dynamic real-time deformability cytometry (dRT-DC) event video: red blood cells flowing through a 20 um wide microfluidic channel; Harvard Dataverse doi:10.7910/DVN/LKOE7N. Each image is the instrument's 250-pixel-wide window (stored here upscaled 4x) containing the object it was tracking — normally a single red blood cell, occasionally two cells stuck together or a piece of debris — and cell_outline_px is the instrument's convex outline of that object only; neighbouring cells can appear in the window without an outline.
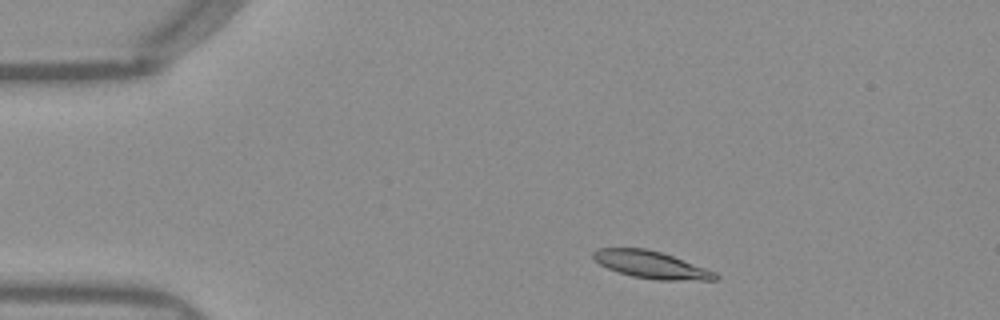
{"species": "Egyptian fruit bat (a non-hibernating species)", "species_latin": "Rousettus aegyptiacus", "temperature_condition": "warm", "stored_images_in_passage": 46, "camera_frame_rate_fps": 3000, "um_per_image_px": 0.085, "frame": {"image": 1, "passage_image": 4, "time_ms": 1.0, "image_size_px": [1000, 320], "cell_outline_px": [[720, 276], [716, 280], [656, 280], [632, 276], [608, 268], [600, 264], [592, 256], [592, 252], [600, 248], [644, 248], [660, 252], [672, 256], [716, 272]], "centroid_in_image_um": [55.36, 22.51], "position_along_channel_um": 29.6, "area_um2": 19.13}}
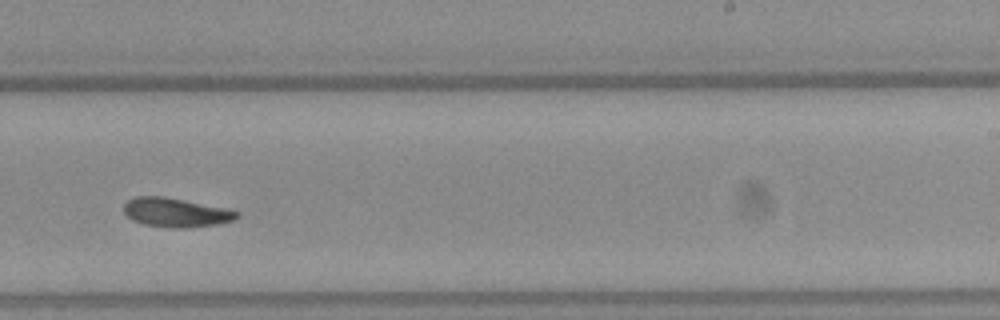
{"frame": {"image": 2, "passage_image": 27, "time_ms": 8.667, "image_size_px": [1000, 320], "cell_outline_px": [[240, 216], [232, 220], [216, 224], [184, 228], [172, 228], [144, 224], [132, 220], [124, 212], [124, 204], [128, 200], [136, 196], [164, 196], [224, 208], [240, 212]], "centroid_in_image_um": [14.92, 18.06], "position_along_channel_um": 274.1, "area_um2": 18.96}}
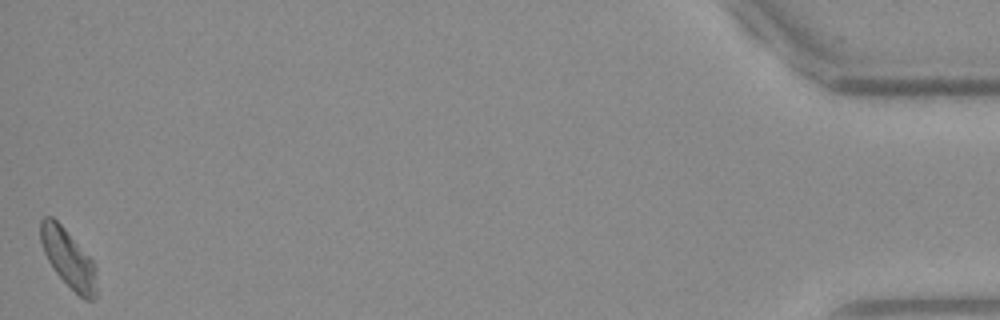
{"frame": {"image": 3, "passage_image": 46, "time_ms": 15.0, "image_size_px": [1000, 320], "cell_outline_px": [[96, 300], [84, 300], [56, 272], [48, 260], [44, 252], [40, 240], [40, 220], [44, 216], [52, 216], [64, 228], [96, 264]], "centroid_in_image_um": [5.82, 21.96], "position_along_channel_um": 429.4, "area_um2": 18.84}, "authors_computed_cell_mechanics": {"area_um2": 18.9295, "velocity_mm_per_s": 3.9355, "shape_relaxation_time_tau1_ms": 6.6878, "shape_relaxation_time_tau2_ms": 3.6338, "deformation_change_tau1": 0.1842, "deformation_change_tau2": 0.0812}}